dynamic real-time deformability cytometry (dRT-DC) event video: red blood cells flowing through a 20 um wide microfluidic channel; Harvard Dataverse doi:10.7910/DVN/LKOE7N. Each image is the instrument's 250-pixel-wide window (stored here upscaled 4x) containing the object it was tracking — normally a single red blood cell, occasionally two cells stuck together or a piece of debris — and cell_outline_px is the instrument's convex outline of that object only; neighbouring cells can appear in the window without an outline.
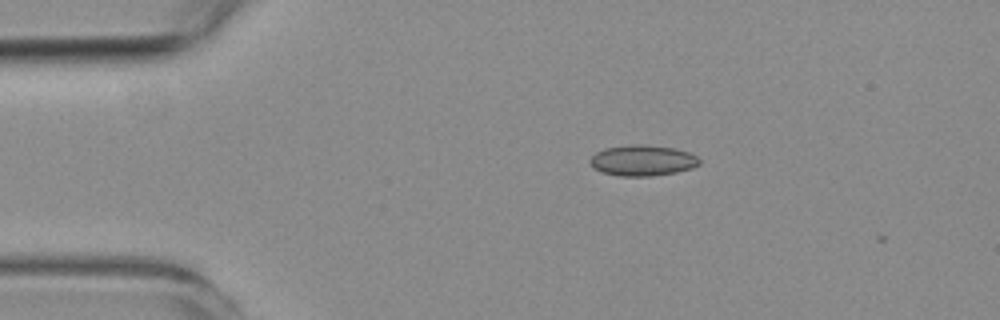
{"species": "common noctule bat (a hibernating species)", "species_latin": "Nyctalus noctula", "temperature_condition": "room temperature", "stored_images_in_passage": 4, "camera_frame_rate_fps": 3000, "um_per_image_px": 0.085, "animal": {"sex": "female", "body_mass_g": 19.3, "forearm_length_mm": 54.1}, "frame": {"image": 1, "passage_image": 2, "time_ms": 0.333, "image_size_px": [1000, 320], "cell_outline_px": [[700, 164], [692, 168], [676, 172], [652, 176], [620, 176], [600, 172], [592, 168], [588, 160], [596, 152], [604, 148], [628, 144], [644, 144], [672, 148], [688, 152], [696, 156], [700, 160]], "centroid_in_image_um": [54.57, 13.64], "position_along_channel_um": 30.4, "area_um2": 19.83}}